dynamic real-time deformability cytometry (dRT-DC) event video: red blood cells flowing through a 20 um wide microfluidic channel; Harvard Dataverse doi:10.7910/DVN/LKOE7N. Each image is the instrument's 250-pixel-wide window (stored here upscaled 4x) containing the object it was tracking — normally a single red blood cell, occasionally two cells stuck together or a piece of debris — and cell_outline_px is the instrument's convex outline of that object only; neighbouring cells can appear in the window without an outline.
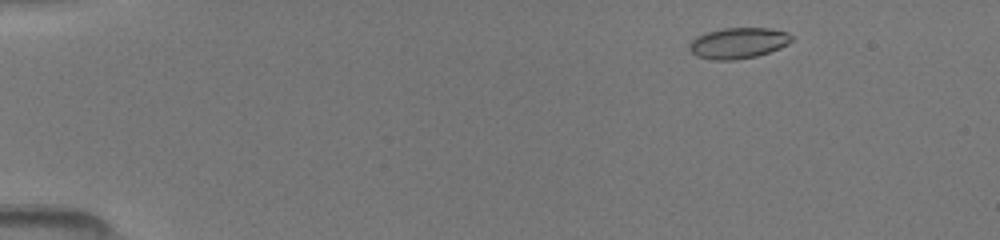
{"species": "common noctule bat (a hibernating species)", "species_latin": "Nyctalus noctula", "temperature_condition": "room temperature", "stored_images_in_passage": 48, "camera_frame_rate_fps": 3000, "um_per_image_px": 0.085, "animal": {"sex": "female", "body_mass_g": 19.5, "forearm_length_mm": 54.1}, "frame": {"image": 1, "passage_image": 5, "time_ms": 1.333, "image_size_px": [1000, 240], "cell_outline_px": [[792, 40], [788, 44], [780, 48], [756, 56], [736, 60], [712, 60], [696, 56], [688, 48], [688, 44], [696, 36], [708, 32], [724, 28], [772, 28], [788, 32], [792, 36]], "centroid_in_image_um": [62.75, 3.66], "position_along_channel_um": 22.3, "area_um2": 18.5}}
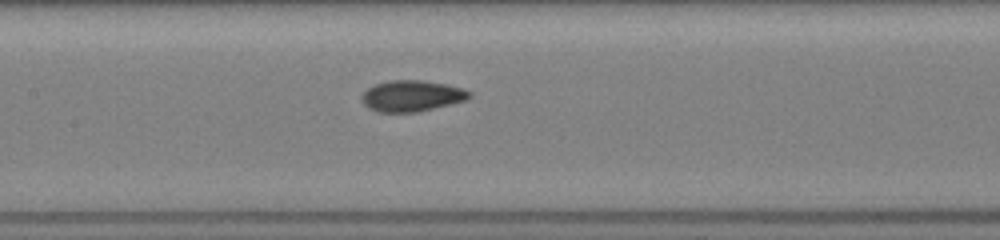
{"frame": {"image": 2, "passage_image": 23, "time_ms": 7.333, "image_size_px": [1000, 240], "cell_outline_px": [[472, 96], [468, 100], [416, 112], [376, 112], [368, 108], [360, 100], [360, 96], [368, 88], [376, 84], [388, 80], [424, 80], [448, 84], [464, 88], [472, 92]], "centroid_in_image_um": [35.02, 8.14], "position_along_channel_um": 172.4, "area_um2": 19.83}}
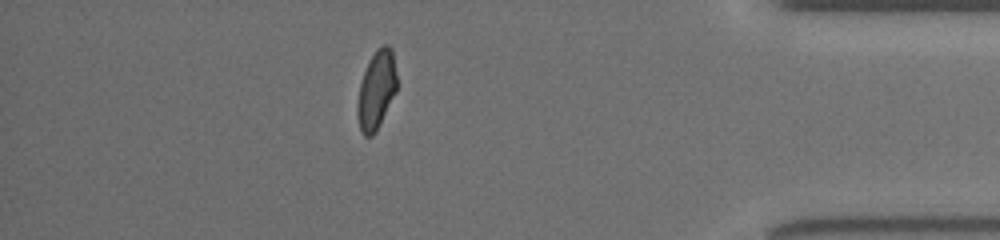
{"frame": {"image": 3, "passage_image": 42, "time_ms": 13.667, "image_size_px": [1000, 240], "cell_outline_px": [[396, 92], [376, 132], [372, 136], [364, 136], [360, 132], [356, 112], [356, 104], [360, 84], [368, 60], [376, 48], [384, 44], [388, 44], [392, 48], [396, 76]], "centroid_in_image_um": [31.97, 7.65], "position_along_channel_um": 403.2, "area_um2": 18.26}}